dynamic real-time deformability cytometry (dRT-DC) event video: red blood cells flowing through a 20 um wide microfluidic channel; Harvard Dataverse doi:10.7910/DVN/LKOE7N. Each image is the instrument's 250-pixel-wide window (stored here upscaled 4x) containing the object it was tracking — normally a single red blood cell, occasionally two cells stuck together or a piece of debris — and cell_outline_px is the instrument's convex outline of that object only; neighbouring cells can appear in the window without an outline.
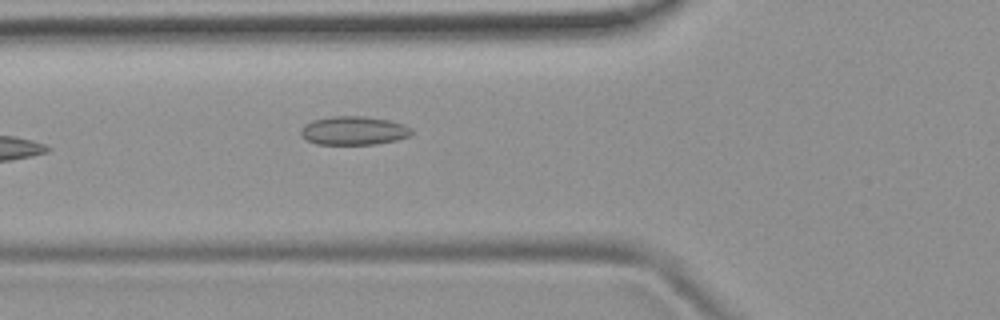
{"species": "common noctule bat (a hibernating species)", "species_latin": "Nyctalus noctula", "temperature_condition": "room temperature", "stored_images_in_passage": 6, "camera_frame_rate_fps": 3000, "um_per_image_px": 0.085, "animal": {"sex": "female", "body_mass_g": 19.9}, "frame": {"image": 1, "passage_image": 6, "time_ms": 6.0, "image_size_px": [1000, 320], "cell_outline_px": [[412, 132], [408, 136], [396, 140], [376, 144], [316, 144], [308, 140], [300, 132], [300, 128], [304, 124], [312, 120], [332, 116], [364, 116], [388, 120], [404, 124], [412, 128]], "centroid_in_image_um": [30.06, 11.09], "position_along_channel_um": 95.7, "area_um2": 18.44}}